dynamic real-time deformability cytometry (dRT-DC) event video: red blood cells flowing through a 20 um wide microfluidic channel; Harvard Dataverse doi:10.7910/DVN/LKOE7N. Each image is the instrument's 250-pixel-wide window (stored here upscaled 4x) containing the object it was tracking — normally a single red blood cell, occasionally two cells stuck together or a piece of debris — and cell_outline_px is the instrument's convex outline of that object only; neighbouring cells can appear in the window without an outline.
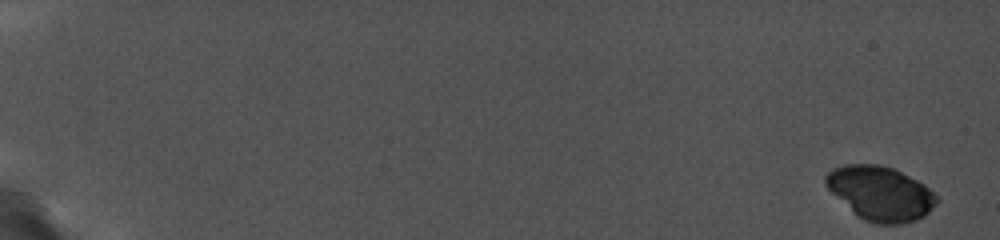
{"species": "common noctule bat (a hibernating species)", "species_latin": "Nyctalus noctula", "temperature_condition": "cold", "stored_images_in_passage": 18, "camera_frame_rate_fps": 5000, "um_per_image_px": 0.085, "animal": {"sex": "female", "body_mass_g": 19.0, "forearm_length_mm": 56.7}, "frame": {"image": 1, "passage_image": 1, "time_ms": 0.0, "image_size_px": [1000, 240], "cell_outline_px": [[940, 200], [924, 216], [916, 220], [900, 224], [876, 224], [864, 220], [856, 216], [824, 184], [824, 176], [832, 168], [844, 164], [880, 164], [896, 168], [924, 184]], "centroid_in_image_um": [74.82, 16.42], "position_along_channel_um": 10.2, "area_um2": 35.26}}